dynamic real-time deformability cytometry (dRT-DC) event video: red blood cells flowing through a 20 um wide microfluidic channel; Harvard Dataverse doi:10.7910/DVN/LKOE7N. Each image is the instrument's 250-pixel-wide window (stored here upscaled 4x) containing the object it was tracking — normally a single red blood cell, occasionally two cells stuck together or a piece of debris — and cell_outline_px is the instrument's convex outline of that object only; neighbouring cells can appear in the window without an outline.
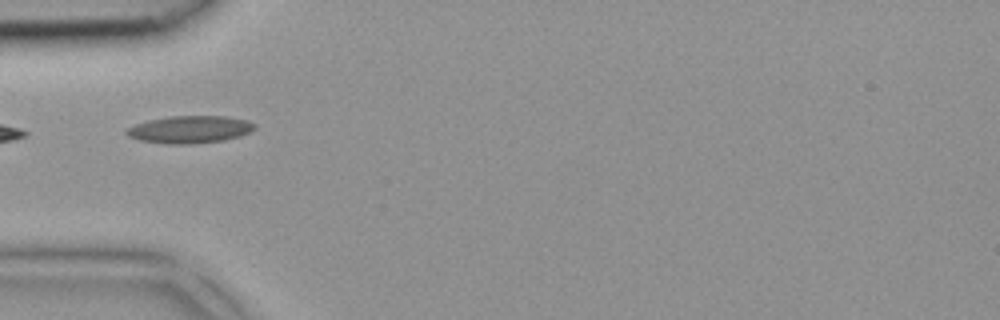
{"species": "common noctule bat (a hibernating species)", "species_latin": "Nyctalus noctula", "temperature_condition": "room temperature", "stored_images_in_passage": 4, "camera_frame_rate_fps": 3000, "um_per_image_px": 0.085, "animal": {"sex": "female", "body_mass_g": 18.4}, "frame": {"image": 1, "passage_image": 3, "time_ms": 0.667, "image_size_px": [1000, 320], "cell_outline_px": [[256, 128], [240, 136], [224, 140], [192, 144], [168, 144], [140, 140], [128, 136], [124, 132], [128, 128], [136, 124], [148, 120], [172, 116], [224, 116], [244, 120], [256, 124]], "centroid_in_image_um": [16.12, 11.01], "position_along_channel_um": 68.9, "area_um2": 20.29}}